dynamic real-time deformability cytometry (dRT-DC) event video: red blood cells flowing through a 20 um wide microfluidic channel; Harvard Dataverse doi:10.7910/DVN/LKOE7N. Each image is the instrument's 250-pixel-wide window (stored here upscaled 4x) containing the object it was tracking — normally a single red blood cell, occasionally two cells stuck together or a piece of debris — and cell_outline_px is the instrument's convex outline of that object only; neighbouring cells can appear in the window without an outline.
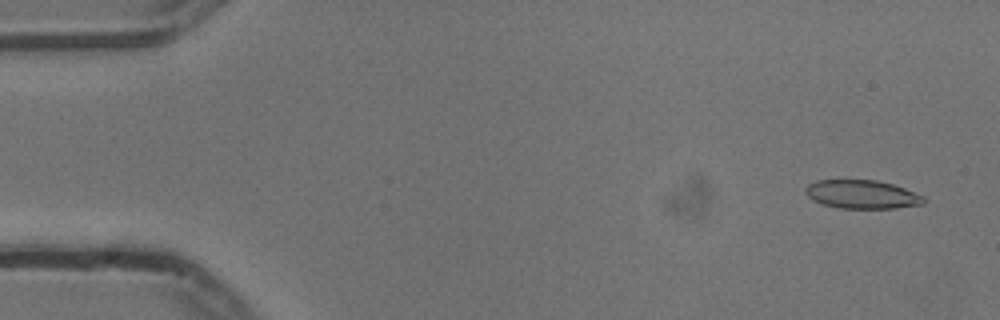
{"species": "common noctule bat (a hibernating species)", "species_latin": "Nyctalus noctula", "temperature_condition": "cold", "stored_images_in_passage": 55, "camera_frame_rate_fps": 3000, "um_per_image_px": 0.085, "animal": {"sex": "male", "body_mass_g": 13.3}, "frame": {"image": 1, "passage_image": 3, "time_ms": 0.667, "image_size_px": [1000, 320], "cell_outline_px": [[928, 200], [924, 204], [896, 208], [840, 208], [824, 204], [812, 200], [804, 192], [804, 188], [808, 184], [816, 180], [876, 180], [892, 184], [904, 188], [924, 196]], "centroid_in_image_um": [73.28, 16.52], "position_along_channel_um": 11.7, "area_um2": 19.77}}
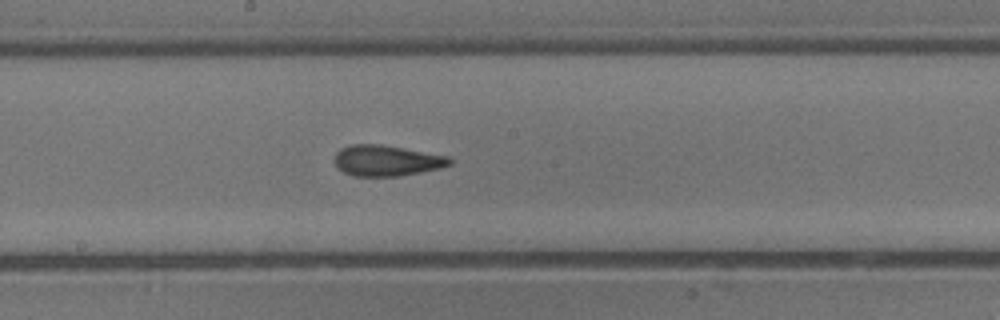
{"frame": {"image": 2, "passage_image": 29, "time_ms": 9.333, "image_size_px": [1000, 320], "cell_outline_px": [[452, 164], [440, 168], [400, 176], [352, 176], [336, 168], [336, 152], [340, 148], [352, 144], [380, 144], [404, 148], [448, 156], [452, 160]], "centroid_in_image_um": [32.86, 13.65], "position_along_channel_um": 215.3, "area_um2": 20.69}}
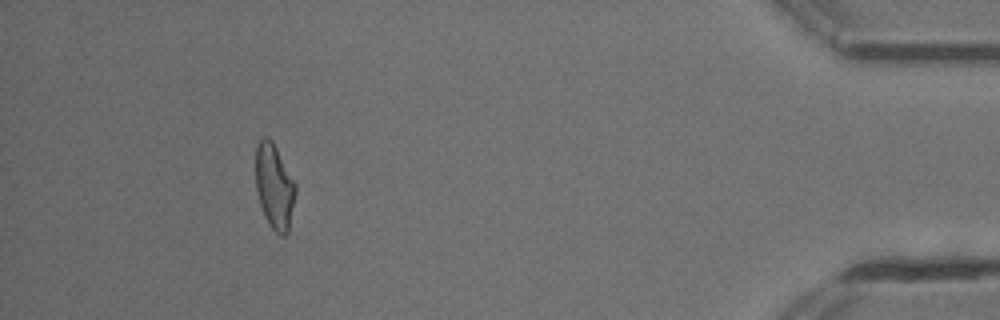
{"frame": {"image": 3, "passage_image": 50, "time_ms": 16.333, "image_size_px": [1000, 320], "cell_outline_px": [[296, 192], [288, 232], [284, 236], [280, 236], [268, 224], [264, 216], [260, 204], [256, 188], [256, 148], [260, 140], [264, 136], [268, 136], [272, 140], [296, 184]], "centroid_in_image_um": [23.32, 15.86], "position_along_channel_um": 411.9, "area_um2": 19.71}, "authors_computed_cell_mechanics": {"area_um2": 20.23, "velocity_mm_per_s": 3.743, "shape_relaxation_time_tau1_ms": null, "shape_relaxation_time_tau2_ms": 2.2396, "deformation_change_tau1": null, "deformation_change_tau2": 0.1014}}